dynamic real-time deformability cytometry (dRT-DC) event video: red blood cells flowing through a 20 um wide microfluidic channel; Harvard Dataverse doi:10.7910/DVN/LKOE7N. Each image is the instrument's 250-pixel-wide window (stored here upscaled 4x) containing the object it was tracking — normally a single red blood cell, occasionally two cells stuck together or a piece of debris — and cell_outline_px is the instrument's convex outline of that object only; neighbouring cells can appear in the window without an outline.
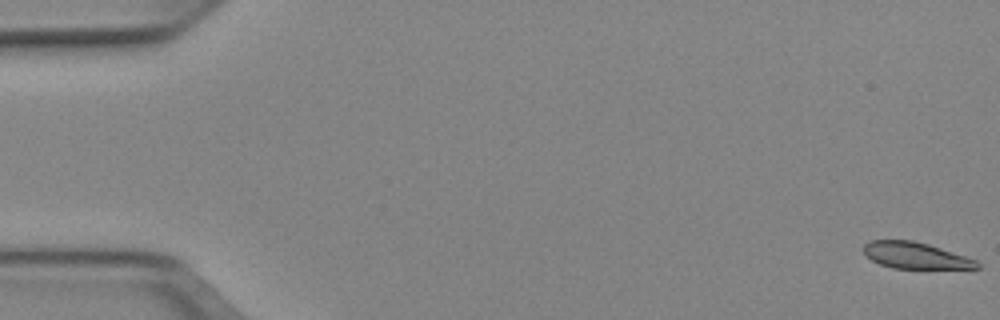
{"species": "Egyptian fruit bat (a non-hibernating species)", "species_latin": "Rousettus aegyptiacus", "temperature_condition": "cold", "stored_images_in_passage": 52, "camera_frame_rate_fps": 3000, "um_per_image_px": 0.085, "animal": {"sex": "female"}, "frame": {"image": 1, "passage_image": 1, "time_ms": 0.0, "image_size_px": [1000, 320], "cell_outline_px": [[980, 268], [892, 268], [880, 264], [864, 256], [864, 244], [868, 240], [912, 240], [928, 244], [976, 260], [980, 264]], "centroid_in_image_um": [77.75, 21.71], "position_along_channel_um": 7.2, "area_um2": 17.28}}
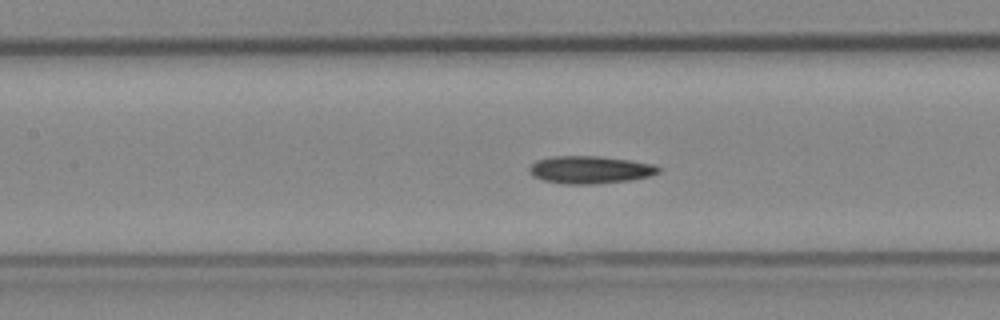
{"frame": {"image": 2, "passage_image": 24, "time_ms": 7.667, "image_size_px": [1000, 320], "cell_outline_px": [[660, 172], [648, 176], [632, 180], [592, 184], [564, 184], [544, 180], [532, 176], [528, 172], [528, 168], [536, 160], [552, 156], [600, 156], [656, 164], [660, 168]], "centroid_in_image_um": [50.14, 14.42], "position_along_channel_um": 157.3, "area_um2": 20.87}}
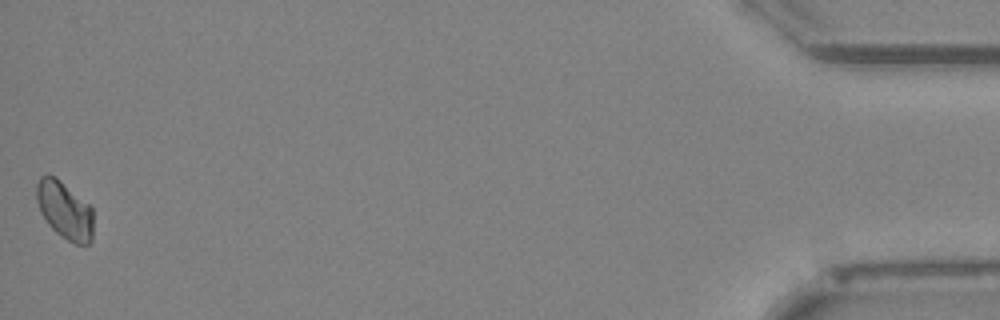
{"frame": {"image": 3, "passage_image": 52, "time_ms": 17.0, "image_size_px": [1000, 320], "cell_outline_px": [[92, 240], [88, 244], [76, 244], [68, 240], [56, 232], [48, 224], [40, 212], [36, 200], [36, 184], [40, 176], [56, 176], [88, 204], [92, 208]], "centroid_in_image_um": [5.47, 17.86], "position_along_channel_um": 429.7, "area_um2": 18.9}}